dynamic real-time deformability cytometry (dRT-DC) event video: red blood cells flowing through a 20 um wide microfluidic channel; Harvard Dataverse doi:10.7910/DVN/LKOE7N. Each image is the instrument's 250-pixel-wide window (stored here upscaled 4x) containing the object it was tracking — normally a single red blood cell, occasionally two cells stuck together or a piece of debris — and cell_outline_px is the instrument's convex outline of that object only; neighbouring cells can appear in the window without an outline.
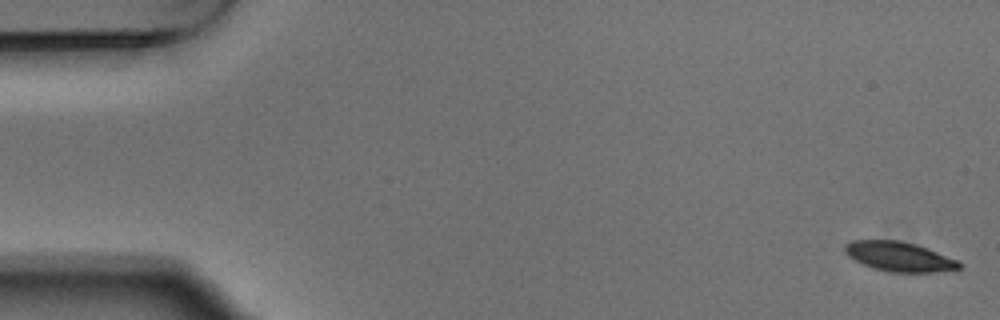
{"species": "Egyptian fruit bat (a non-hibernating species)", "species_latin": "Rousettus aegyptiacus", "temperature_condition": "warm", "stored_images_in_passage": 4, "camera_frame_rate_fps": 3000, "um_per_image_px": 0.085, "animal": {"sex": "male"}, "frame": {"image": 1, "passage_image": 1, "time_ms": 0.0, "image_size_px": [1000, 320], "cell_outline_px": [[960, 268], [936, 272], [888, 272], [872, 268], [848, 256], [844, 252], [844, 244], [852, 240], [900, 240], [916, 244], [928, 248], [960, 260]], "centroid_in_image_um": [76.43, 21.8], "position_along_channel_um": 8.6, "area_um2": 19.88}}